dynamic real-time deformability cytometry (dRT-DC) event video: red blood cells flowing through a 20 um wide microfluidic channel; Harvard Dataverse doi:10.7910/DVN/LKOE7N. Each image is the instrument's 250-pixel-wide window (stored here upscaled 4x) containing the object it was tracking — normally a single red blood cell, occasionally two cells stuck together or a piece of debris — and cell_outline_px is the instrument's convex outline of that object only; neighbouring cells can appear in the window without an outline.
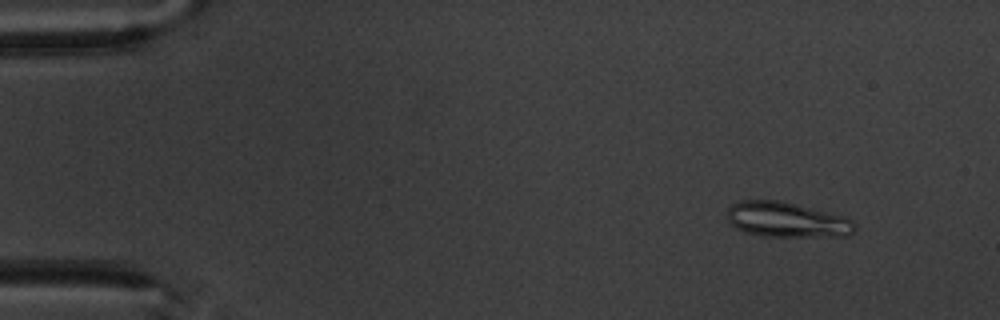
{"species": "common noctule bat (a hibernating species)", "species_latin": "Nyctalus noctula", "temperature_condition": "warm", "stored_images_in_passage": 4, "camera_frame_rate_fps": 3000, "um_per_image_px": 0.085, "animal": {"sex": "male", "body_mass_g": 20.1, "forearm_length_mm": 53.5}, "frame": {"image": 1, "passage_image": 1, "time_ms": 0.0, "image_size_px": [1000, 320], "cell_outline_px": [[856, 228], [848, 236], [760, 236], [744, 232], [728, 224], [728, 208], [732, 204], [740, 200], [784, 200], [844, 216], [852, 220], [856, 224]], "centroid_in_image_um": [66.86, 18.67], "position_along_channel_um": 18.1, "area_um2": 26.47}}